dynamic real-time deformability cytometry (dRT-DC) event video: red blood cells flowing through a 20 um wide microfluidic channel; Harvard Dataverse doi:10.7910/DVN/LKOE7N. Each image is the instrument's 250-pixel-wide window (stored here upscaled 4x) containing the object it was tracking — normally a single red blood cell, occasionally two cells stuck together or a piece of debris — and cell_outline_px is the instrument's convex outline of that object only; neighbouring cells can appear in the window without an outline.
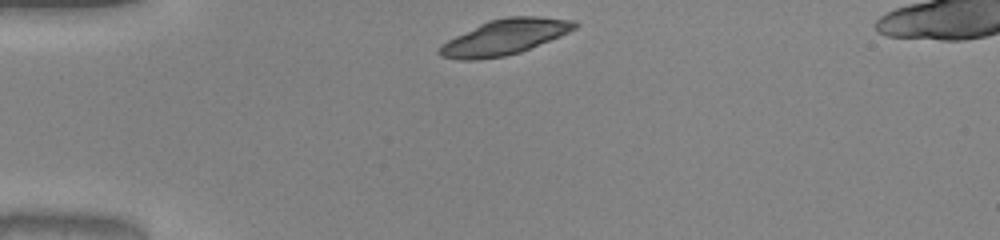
{"species": "common noctule bat (a hibernating species)", "species_latin": "Nyctalus noctula", "temperature_condition": "warm", "stored_images_in_passage": 32, "camera_frame_rate_fps": 3000, "um_per_image_px": 0.085, "animal": {"sex": "male", "body_mass_g": 20.0, "forearm_length_mm": 53.3}, "frame": {"image": 1, "passage_image": 1, "time_ms": 0.0, "image_size_px": [1000, 240], "cell_outline_px": [[580, 24], [576, 28], [560, 36], [520, 52], [504, 56], [476, 60], [460, 60], [440, 56], [436, 52], [440, 44], [488, 20], [508, 16], [536, 16], [576, 20]], "centroid_in_image_um": [42.9, 3.15], "position_along_channel_um": 42.1, "area_um2": 27.86}}